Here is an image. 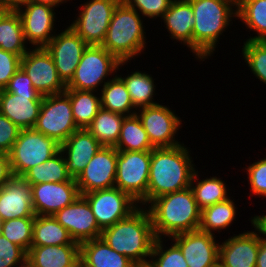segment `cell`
<instances>
[{
    "label": "cell",
    "instance_id": "ee69618b",
    "mask_svg": "<svg viewBox=\"0 0 266 267\" xmlns=\"http://www.w3.org/2000/svg\"><path fill=\"white\" fill-rule=\"evenodd\" d=\"M21 58V56L0 48V90L7 86L9 80L20 69Z\"/></svg>",
    "mask_w": 266,
    "mask_h": 267
},
{
    "label": "cell",
    "instance_id": "bcb514c9",
    "mask_svg": "<svg viewBox=\"0 0 266 267\" xmlns=\"http://www.w3.org/2000/svg\"><path fill=\"white\" fill-rule=\"evenodd\" d=\"M20 128L0 113V152L9 153L18 138Z\"/></svg>",
    "mask_w": 266,
    "mask_h": 267
},
{
    "label": "cell",
    "instance_id": "f907efd6",
    "mask_svg": "<svg viewBox=\"0 0 266 267\" xmlns=\"http://www.w3.org/2000/svg\"><path fill=\"white\" fill-rule=\"evenodd\" d=\"M68 1L70 2V0H31V3L44 4V5L51 6L53 8H57L61 4H64Z\"/></svg>",
    "mask_w": 266,
    "mask_h": 267
},
{
    "label": "cell",
    "instance_id": "44dd1931",
    "mask_svg": "<svg viewBox=\"0 0 266 267\" xmlns=\"http://www.w3.org/2000/svg\"><path fill=\"white\" fill-rule=\"evenodd\" d=\"M35 216L31 184L13 176L0 188V221Z\"/></svg>",
    "mask_w": 266,
    "mask_h": 267
},
{
    "label": "cell",
    "instance_id": "7402d4cb",
    "mask_svg": "<svg viewBox=\"0 0 266 267\" xmlns=\"http://www.w3.org/2000/svg\"><path fill=\"white\" fill-rule=\"evenodd\" d=\"M101 147L86 128L76 130L60 145L67 171L72 178L78 177Z\"/></svg>",
    "mask_w": 266,
    "mask_h": 267
},
{
    "label": "cell",
    "instance_id": "8992f818",
    "mask_svg": "<svg viewBox=\"0 0 266 267\" xmlns=\"http://www.w3.org/2000/svg\"><path fill=\"white\" fill-rule=\"evenodd\" d=\"M125 64L128 63L121 62L104 47L88 45L76 67L73 78L66 85V89L100 92V88L113 78L112 76L116 75Z\"/></svg>",
    "mask_w": 266,
    "mask_h": 267
},
{
    "label": "cell",
    "instance_id": "9c48e42d",
    "mask_svg": "<svg viewBox=\"0 0 266 267\" xmlns=\"http://www.w3.org/2000/svg\"><path fill=\"white\" fill-rule=\"evenodd\" d=\"M151 151H118L115 187L140 203L147 195Z\"/></svg>",
    "mask_w": 266,
    "mask_h": 267
},
{
    "label": "cell",
    "instance_id": "c3c4849f",
    "mask_svg": "<svg viewBox=\"0 0 266 267\" xmlns=\"http://www.w3.org/2000/svg\"><path fill=\"white\" fill-rule=\"evenodd\" d=\"M256 267H266V236L260 229V246L257 255Z\"/></svg>",
    "mask_w": 266,
    "mask_h": 267
},
{
    "label": "cell",
    "instance_id": "1f68e13d",
    "mask_svg": "<svg viewBox=\"0 0 266 267\" xmlns=\"http://www.w3.org/2000/svg\"><path fill=\"white\" fill-rule=\"evenodd\" d=\"M101 108L124 116L136 114L124 81L116 74L100 89Z\"/></svg>",
    "mask_w": 266,
    "mask_h": 267
},
{
    "label": "cell",
    "instance_id": "4fadbf2b",
    "mask_svg": "<svg viewBox=\"0 0 266 267\" xmlns=\"http://www.w3.org/2000/svg\"><path fill=\"white\" fill-rule=\"evenodd\" d=\"M21 68L42 96L58 94L66 90V84L59 77L54 61L45 47L30 46L21 58Z\"/></svg>",
    "mask_w": 266,
    "mask_h": 267
},
{
    "label": "cell",
    "instance_id": "74e56055",
    "mask_svg": "<svg viewBox=\"0 0 266 267\" xmlns=\"http://www.w3.org/2000/svg\"><path fill=\"white\" fill-rule=\"evenodd\" d=\"M171 241L166 247L164 243ZM165 241V242H164ZM148 267H188L179 246L170 238H155Z\"/></svg>",
    "mask_w": 266,
    "mask_h": 267
},
{
    "label": "cell",
    "instance_id": "5b68a950",
    "mask_svg": "<svg viewBox=\"0 0 266 267\" xmlns=\"http://www.w3.org/2000/svg\"><path fill=\"white\" fill-rule=\"evenodd\" d=\"M144 20L147 19L121 1L113 12L101 46L121 62L129 63L132 58H138L144 53L148 43Z\"/></svg>",
    "mask_w": 266,
    "mask_h": 267
},
{
    "label": "cell",
    "instance_id": "60d3db41",
    "mask_svg": "<svg viewBox=\"0 0 266 267\" xmlns=\"http://www.w3.org/2000/svg\"><path fill=\"white\" fill-rule=\"evenodd\" d=\"M127 7L135 9L143 18L159 20L169 9L173 0H121Z\"/></svg>",
    "mask_w": 266,
    "mask_h": 267
},
{
    "label": "cell",
    "instance_id": "83f0119b",
    "mask_svg": "<svg viewBox=\"0 0 266 267\" xmlns=\"http://www.w3.org/2000/svg\"><path fill=\"white\" fill-rule=\"evenodd\" d=\"M131 74L117 75L124 81L126 89L130 95L133 106L136 109L143 107L153 106L159 104L155 101L156 92V79L152 77V74H148L145 71H131ZM123 76V77H122ZM155 83V84H154Z\"/></svg>",
    "mask_w": 266,
    "mask_h": 267
},
{
    "label": "cell",
    "instance_id": "5bb4252c",
    "mask_svg": "<svg viewBox=\"0 0 266 267\" xmlns=\"http://www.w3.org/2000/svg\"><path fill=\"white\" fill-rule=\"evenodd\" d=\"M58 31L61 32L55 34L45 49L50 53L59 77L67 85L88 44L69 25Z\"/></svg>",
    "mask_w": 266,
    "mask_h": 267
},
{
    "label": "cell",
    "instance_id": "db71d44e",
    "mask_svg": "<svg viewBox=\"0 0 266 267\" xmlns=\"http://www.w3.org/2000/svg\"><path fill=\"white\" fill-rule=\"evenodd\" d=\"M8 10L5 9L2 5H0V20L3 17V15L7 12Z\"/></svg>",
    "mask_w": 266,
    "mask_h": 267
},
{
    "label": "cell",
    "instance_id": "816d5d0a",
    "mask_svg": "<svg viewBox=\"0 0 266 267\" xmlns=\"http://www.w3.org/2000/svg\"><path fill=\"white\" fill-rule=\"evenodd\" d=\"M253 222L261 229L266 236V214L253 216Z\"/></svg>",
    "mask_w": 266,
    "mask_h": 267
},
{
    "label": "cell",
    "instance_id": "f546056e",
    "mask_svg": "<svg viewBox=\"0 0 266 267\" xmlns=\"http://www.w3.org/2000/svg\"><path fill=\"white\" fill-rule=\"evenodd\" d=\"M79 244L52 215H36L31 246Z\"/></svg>",
    "mask_w": 266,
    "mask_h": 267
},
{
    "label": "cell",
    "instance_id": "7c38bea8",
    "mask_svg": "<svg viewBox=\"0 0 266 267\" xmlns=\"http://www.w3.org/2000/svg\"><path fill=\"white\" fill-rule=\"evenodd\" d=\"M83 196L102 230L126 218L139 207L138 202L117 187L93 191Z\"/></svg>",
    "mask_w": 266,
    "mask_h": 267
},
{
    "label": "cell",
    "instance_id": "8fae6325",
    "mask_svg": "<svg viewBox=\"0 0 266 267\" xmlns=\"http://www.w3.org/2000/svg\"><path fill=\"white\" fill-rule=\"evenodd\" d=\"M162 104L143 107L136 111L154 148L182 144L178 138H175L178 137L179 129L183 127L182 119L169 105L167 107Z\"/></svg>",
    "mask_w": 266,
    "mask_h": 267
},
{
    "label": "cell",
    "instance_id": "d6a6232c",
    "mask_svg": "<svg viewBox=\"0 0 266 267\" xmlns=\"http://www.w3.org/2000/svg\"><path fill=\"white\" fill-rule=\"evenodd\" d=\"M64 92L70 97L75 124L79 129L87 128L101 109L100 93L76 89Z\"/></svg>",
    "mask_w": 266,
    "mask_h": 267
},
{
    "label": "cell",
    "instance_id": "e0dca14e",
    "mask_svg": "<svg viewBox=\"0 0 266 267\" xmlns=\"http://www.w3.org/2000/svg\"><path fill=\"white\" fill-rule=\"evenodd\" d=\"M53 217L79 244L101 237L102 229L98 226L89 203L83 195H79L72 204L56 212Z\"/></svg>",
    "mask_w": 266,
    "mask_h": 267
},
{
    "label": "cell",
    "instance_id": "681fc988",
    "mask_svg": "<svg viewBox=\"0 0 266 267\" xmlns=\"http://www.w3.org/2000/svg\"><path fill=\"white\" fill-rule=\"evenodd\" d=\"M31 0H0L2 5L8 11H18L22 7L28 5Z\"/></svg>",
    "mask_w": 266,
    "mask_h": 267
},
{
    "label": "cell",
    "instance_id": "e575fe53",
    "mask_svg": "<svg viewBox=\"0 0 266 267\" xmlns=\"http://www.w3.org/2000/svg\"><path fill=\"white\" fill-rule=\"evenodd\" d=\"M238 19L256 34L244 40H266V0H237Z\"/></svg>",
    "mask_w": 266,
    "mask_h": 267
},
{
    "label": "cell",
    "instance_id": "d4e9b609",
    "mask_svg": "<svg viewBox=\"0 0 266 267\" xmlns=\"http://www.w3.org/2000/svg\"><path fill=\"white\" fill-rule=\"evenodd\" d=\"M80 244L31 246L26 259L34 267H80Z\"/></svg>",
    "mask_w": 266,
    "mask_h": 267
},
{
    "label": "cell",
    "instance_id": "3957f363",
    "mask_svg": "<svg viewBox=\"0 0 266 267\" xmlns=\"http://www.w3.org/2000/svg\"><path fill=\"white\" fill-rule=\"evenodd\" d=\"M150 214L156 238L199 229L201 209L190 187L162 195L145 206Z\"/></svg>",
    "mask_w": 266,
    "mask_h": 267
},
{
    "label": "cell",
    "instance_id": "30bf717a",
    "mask_svg": "<svg viewBox=\"0 0 266 267\" xmlns=\"http://www.w3.org/2000/svg\"><path fill=\"white\" fill-rule=\"evenodd\" d=\"M121 0H87L69 26L88 44L101 46L113 12Z\"/></svg>",
    "mask_w": 266,
    "mask_h": 267
},
{
    "label": "cell",
    "instance_id": "9a60e30c",
    "mask_svg": "<svg viewBox=\"0 0 266 267\" xmlns=\"http://www.w3.org/2000/svg\"><path fill=\"white\" fill-rule=\"evenodd\" d=\"M118 151L102 146L75 179L80 195L115 187Z\"/></svg>",
    "mask_w": 266,
    "mask_h": 267
},
{
    "label": "cell",
    "instance_id": "f5cc1de1",
    "mask_svg": "<svg viewBox=\"0 0 266 267\" xmlns=\"http://www.w3.org/2000/svg\"><path fill=\"white\" fill-rule=\"evenodd\" d=\"M18 267H34L27 259Z\"/></svg>",
    "mask_w": 266,
    "mask_h": 267
},
{
    "label": "cell",
    "instance_id": "603a6c76",
    "mask_svg": "<svg viewBox=\"0 0 266 267\" xmlns=\"http://www.w3.org/2000/svg\"><path fill=\"white\" fill-rule=\"evenodd\" d=\"M44 96H23L0 90V113L20 129L34 128Z\"/></svg>",
    "mask_w": 266,
    "mask_h": 267
},
{
    "label": "cell",
    "instance_id": "cb8c5ba5",
    "mask_svg": "<svg viewBox=\"0 0 266 267\" xmlns=\"http://www.w3.org/2000/svg\"><path fill=\"white\" fill-rule=\"evenodd\" d=\"M161 20L171 36L169 38L187 46L192 52L194 12L191 3L188 0H173Z\"/></svg>",
    "mask_w": 266,
    "mask_h": 267
},
{
    "label": "cell",
    "instance_id": "f35d334b",
    "mask_svg": "<svg viewBox=\"0 0 266 267\" xmlns=\"http://www.w3.org/2000/svg\"><path fill=\"white\" fill-rule=\"evenodd\" d=\"M33 222L34 217L6 220L0 224V233L27 253L33 238Z\"/></svg>",
    "mask_w": 266,
    "mask_h": 267
},
{
    "label": "cell",
    "instance_id": "d6986e66",
    "mask_svg": "<svg viewBox=\"0 0 266 267\" xmlns=\"http://www.w3.org/2000/svg\"><path fill=\"white\" fill-rule=\"evenodd\" d=\"M55 10L48 5L30 2L17 11L22 21L25 40L32 48L45 47L55 36Z\"/></svg>",
    "mask_w": 266,
    "mask_h": 267
},
{
    "label": "cell",
    "instance_id": "ac0fdd59",
    "mask_svg": "<svg viewBox=\"0 0 266 267\" xmlns=\"http://www.w3.org/2000/svg\"><path fill=\"white\" fill-rule=\"evenodd\" d=\"M216 235L201 230L170 237L180 248L188 267H218L219 242Z\"/></svg>",
    "mask_w": 266,
    "mask_h": 267
},
{
    "label": "cell",
    "instance_id": "d590c367",
    "mask_svg": "<svg viewBox=\"0 0 266 267\" xmlns=\"http://www.w3.org/2000/svg\"><path fill=\"white\" fill-rule=\"evenodd\" d=\"M114 147L117 151H152L154 149L137 114L124 117L120 136Z\"/></svg>",
    "mask_w": 266,
    "mask_h": 267
},
{
    "label": "cell",
    "instance_id": "7a4b0ae2",
    "mask_svg": "<svg viewBox=\"0 0 266 267\" xmlns=\"http://www.w3.org/2000/svg\"><path fill=\"white\" fill-rule=\"evenodd\" d=\"M188 1L194 12L192 54L203 62L215 54L220 36L237 20V0Z\"/></svg>",
    "mask_w": 266,
    "mask_h": 267
},
{
    "label": "cell",
    "instance_id": "2e32d148",
    "mask_svg": "<svg viewBox=\"0 0 266 267\" xmlns=\"http://www.w3.org/2000/svg\"><path fill=\"white\" fill-rule=\"evenodd\" d=\"M250 222L252 230L233 234L219 244L218 267H256L257 255L260 246V228Z\"/></svg>",
    "mask_w": 266,
    "mask_h": 267
},
{
    "label": "cell",
    "instance_id": "ab89813d",
    "mask_svg": "<svg viewBox=\"0 0 266 267\" xmlns=\"http://www.w3.org/2000/svg\"><path fill=\"white\" fill-rule=\"evenodd\" d=\"M242 47L243 60L250 72L266 84V40H245Z\"/></svg>",
    "mask_w": 266,
    "mask_h": 267
},
{
    "label": "cell",
    "instance_id": "484cf974",
    "mask_svg": "<svg viewBox=\"0 0 266 267\" xmlns=\"http://www.w3.org/2000/svg\"><path fill=\"white\" fill-rule=\"evenodd\" d=\"M80 267H138L113 250L101 237L80 244Z\"/></svg>",
    "mask_w": 266,
    "mask_h": 267
},
{
    "label": "cell",
    "instance_id": "6da1fadb",
    "mask_svg": "<svg viewBox=\"0 0 266 267\" xmlns=\"http://www.w3.org/2000/svg\"><path fill=\"white\" fill-rule=\"evenodd\" d=\"M191 155L190 147L185 146L184 142L174 147L154 148L151 151L147 195L139 206H146L155 198L190 187L197 168Z\"/></svg>",
    "mask_w": 266,
    "mask_h": 267
},
{
    "label": "cell",
    "instance_id": "52a82bcc",
    "mask_svg": "<svg viewBox=\"0 0 266 267\" xmlns=\"http://www.w3.org/2000/svg\"><path fill=\"white\" fill-rule=\"evenodd\" d=\"M60 145L34 128L21 129L8 153L13 176L21 177L30 168L50 159L60 151Z\"/></svg>",
    "mask_w": 266,
    "mask_h": 267
},
{
    "label": "cell",
    "instance_id": "ffe728a7",
    "mask_svg": "<svg viewBox=\"0 0 266 267\" xmlns=\"http://www.w3.org/2000/svg\"><path fill=\"white\" fill-rule=\"evenodd\" d=\"M35 215H54L80 195L76 181L31 185Z\"/></svg>",
    "mask_w": 266,
    "mask_h": 267
},
{
    "label": "cell",
    "instance_id": "ba28073f",
    "mask_svg": "<svg viewBox=\"0 0 266 267\" xmlns=\"http://www.w3.org/2000/svg\"><path fill=\"white\" fill-rule=\"evenodd\" d=\"M34 129L60 144L79 129L73 117L70 97L65 92L43 97Z\"/></svg>",
    "mask_w": 266,
    "mask_h": 267
},
{
    "label": "cell",
    "instance_id": "836d02e7",
    "mask_svg": "<svg viewBox=\"0 0 266 267\" xmlns=\"http://www.w3.org/2000/svg\"><path fill=\"white\" fill-rule=\"evenodd\" d=\"M17 11H7L0 20V48L23 56L29 49Z\"/></svg>",
    "mask_w": 266,
    "mask_h": 267
},
{
    "label": "cell",
    "instance_id": "b9f144b4",
    "mask_svg": "<svg viewBox=\"0 0 266 267\" xmlns=\"http://www.w3.org/2000/svg\"><path fill=\"white\" fill-rule=\"evenodd\" d=\"M252 195L266 198V157L245 166Z\"/></svg>",
    "mask_w": 266,
    "mask_h": 267
},
{
    "label": "cell",
    "instance_id": "4dcf8cb0",
    "mask_svg": "<svg viewBox=\"0 0 266 267\" xmlns=\"http://www.w3.org/2000/svg\"><path fill=\"white\" fill-rule=\"evenodd\" d=\"M21 177L31 185L76 181L68 173L66 161L61 151L42 164L30 168Z\"/></svg>",
    "mask_w": 266,
    "mask_h": 267
},
{
    "label": "cell",
    "instance_id": "7bdbcfd3",
    "mask_svg": "<svg viewBox=\"0 0 266 267\" xmlns=\"http://www.w3.org/2000/svg\"><path fill=\"white\" fill-rule=\"evenodd\" d=\"M26 257L27 253L20 246L0 233V267H18Z\"/></svg>",
    "mask_w": 266,
    "mask_h": 267
},
{
    "label": "cell",
    "instance_id": "f6af8a7d",
    "mask_svg": "<svg viewBox=\"0 0 266 267\" xmlns=\"http://www.w3.org/2000/svg\"><path fill=\"white\" fill-rule=\"evenodd\" d=\"M6 92H11L16 95L23 96H42L34 87L27 73L20 69L9 80V83L4 88Z\"/></svg>",
    "mask_w": 266,
    "mask_h": 267
},
{
    "label": "cell",
    "instance_id": "f1b7e54d",
    "mask_svg": "<svg viewBox=\"0 0 266 267\" xmlns=\"http://www.w3.org/2000/svg\"><path fill=\"white\" fill-rule=\"evenodd\" d=\"M231 198L202 209L199 230L215 235L216 232L220 234L223 229H229L238 215L237 204Z\"/></svg>",
    "mask_w": 266,
    "mask_h": 267
},
{
    "label": "cell",
    "instance_id": "7dc6e473",
    "mask_svg": "<svg viewBox=\"0 0 266 267\" xmlns=\"http://www.w3.org/2000/svg\"><path fill=\"white\" fill-rule=\"evenodd\" d=\"M13 177L8 153L0 152V188Z\"/></svg>",
    "mask_w": 266,
    "mask_h": 267
},
{
    "label": "cell",
    "instance_id": "277c9868",
    "mask_svg": "<svg viewBox=\"0 0 266 267\" xmlns=\"http://www.w3.org/2000/svg\"><path fill=\"white\" fill-rule=\"evenodd\" d=\"M101 238L137 266H147L156 237L147 208L139 206L126 218L103 229Z\"/></svg>",
    "mask_w": 266,
    "mask_h": 267
},
{
    "label": "cell",
    "instance_id": "8d00e7d4",
    "mask_svg": "<svg viewBox=\"0 0 266 267\" xmlns=\"http://www.w3.org/2000/svg\"><path fill=\"white\" fill-rule=\"evenodd\" d=\"M124 115L101 108L86 128L102 146H115L118 142Z\"/></svg>",
    "mask_w": 266,
    "mask_h": 267
},
{
    "label": "cell",
    "instance_id": "4316f807",
    "mask_svg": "<svg viewBox=\"0 0 266 267\" xmlns=\"http://www.w3.org/2000/svg\"><path fill=\"white\" fill-rule=\"evenodd\" d=\"M200 171L197 169L192 176L190 188L198 207L202 210L205 207L227 200L229 197L228 184L217 176L200 179ZM200 179V180H199ZM228 191V192H227Z\"/></svg>",
    "mask_w": 266,
    "mask_h": 267
}]
</instances>
